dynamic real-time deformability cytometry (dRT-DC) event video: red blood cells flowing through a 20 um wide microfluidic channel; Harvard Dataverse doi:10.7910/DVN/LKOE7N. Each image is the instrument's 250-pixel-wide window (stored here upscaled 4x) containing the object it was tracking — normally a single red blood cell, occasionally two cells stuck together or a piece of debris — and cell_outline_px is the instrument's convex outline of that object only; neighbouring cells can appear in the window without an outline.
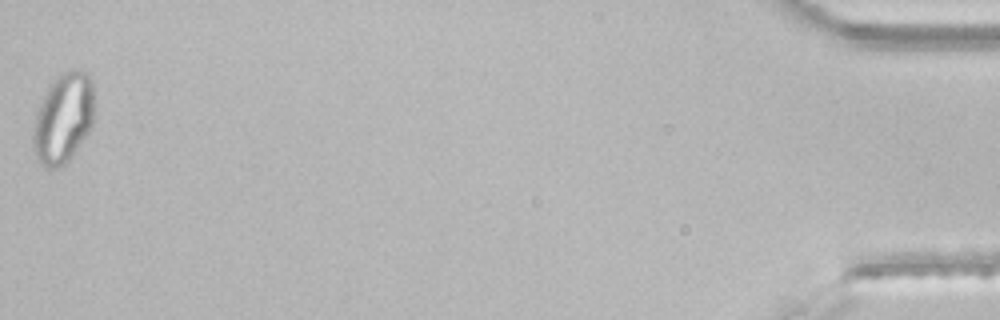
{"species": "common noctule bat (a hibernating species)", "species_latin": "Nyctalus noctula", "temperature_condition": "room temperature", "stored_images_in_passage": 42, "segment_of_instrument_passage": [2, 2], "camera_frame_rate_fps": 3000, "um_per_image_px": 0.085, "animal": {"sex": "male", "body_mass_g": 21.5, "forearm_length_mm": 52.0}, "frame": {"image": 1, "passage_image": 42, "time_ms": 13.667, "image_size_px": [1000, 320], "cell_outline_px": [[92, 128], [68, 160], [64, 164], [56, 168], [48, 168], [36, 156], [32, 140], [32, 124], [36, 112], [48, 88], [60, 72], [68, 68], [88, 72], [92, 80]], "centroid_in_image_um": [5.37, 10.01], "position_along_channel_um": 429.8, "area_um2": 31.91}}